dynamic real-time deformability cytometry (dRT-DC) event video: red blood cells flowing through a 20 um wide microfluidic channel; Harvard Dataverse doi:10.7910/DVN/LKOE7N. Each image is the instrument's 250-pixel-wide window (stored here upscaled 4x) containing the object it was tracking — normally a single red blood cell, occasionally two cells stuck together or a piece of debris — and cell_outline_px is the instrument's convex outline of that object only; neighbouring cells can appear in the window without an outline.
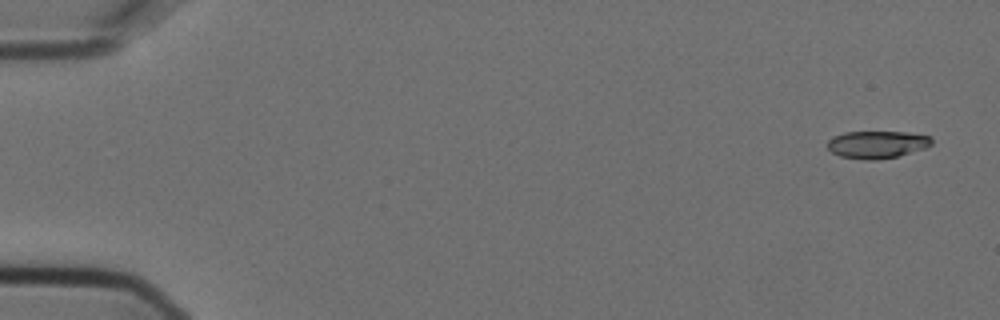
{"species": "Egyptian fruit bat (a non-hibernating species)", "species_latin": "Rousettus aegyptiacus", "temperature_condition": "cold", "stored_images_in_passage": 4, "camera_frame_rate_fps": 3000, "um_per_image_px": 0.085, "animal": {"sex": "female"}, "frame": {"image": 1, "passage_image": 1, "time_ms": 0.0, "image_size_px": [1000, 320], "cell_outline_px": [[932, 144], [924, 148], [896, 156], [876, 160], [864, 160], [840, 156], [832, 152], [828, 148], [828, 140], [832, 136], [844, 132], [904, 132], [928, 136], [932, 140]], "centroid_in_image_um": [74.49, 12.28], "position_along_channel_um": 10.5, "area_um2": 16.47}}
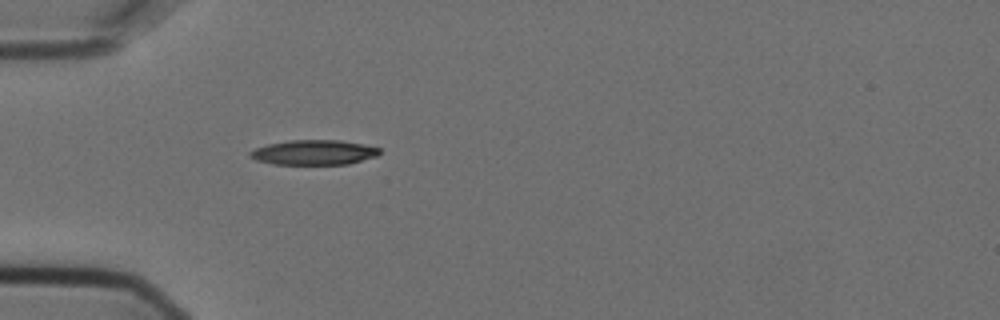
{"frame": {"image": 2, "passage_image": 4, "time_ms": 1.0, "image_size_px": [1000, 320], "cell_outline_px": [[380, 152], [376, 156], [348, 164], [272, 164], [256, 160], [248, 156], [248, 152], [256, 148], [268, 144], [288, 140], [340, 140], [364, 144], [380, 148]], "centroid_in_image_um": [26.65, 12.95], "position_along_channel_um": 58.3, "area_um2": 18.79}}